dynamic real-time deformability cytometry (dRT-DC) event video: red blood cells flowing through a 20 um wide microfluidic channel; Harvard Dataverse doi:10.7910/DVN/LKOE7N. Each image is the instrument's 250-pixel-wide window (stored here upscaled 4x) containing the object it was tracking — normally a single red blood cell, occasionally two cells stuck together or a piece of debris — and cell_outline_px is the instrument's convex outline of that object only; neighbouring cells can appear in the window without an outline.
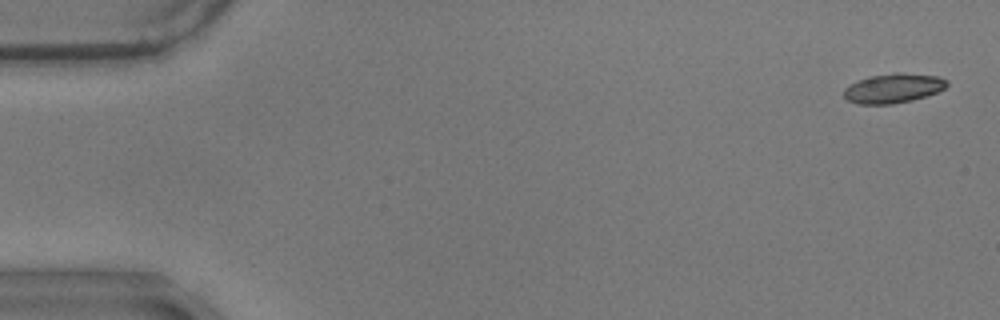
{"species": "common noctule bat (a hibernating species)", "species_latin": "Nyctalus noctula", "temperature_condition": "warm", "stored_images_in_passage": 18, "camera_frame_rate_fps": 3000, "um_per_image_px": 0.085, "animal": {"sex": "male", "body_mass_g": 17.9}, "frame": {"image": 1, "passage_image": 2, "time_ms": 0.333, "image_size_px": [1000, 320], "cell_outline_px": [[948, 84], [944, 88], [936, 92], [912, 100], [892, 104], [856, 104], [848, 100], [844, 96], [844, 88], [848, 84], [856, 80], [872, 76], [892, 72], [900, 72], [940, 76], [948, 80]], "centroid_in_image_um": [75.91, 7.48], "position_along_channel_um": 9.1, "area_um2": 17.86}}
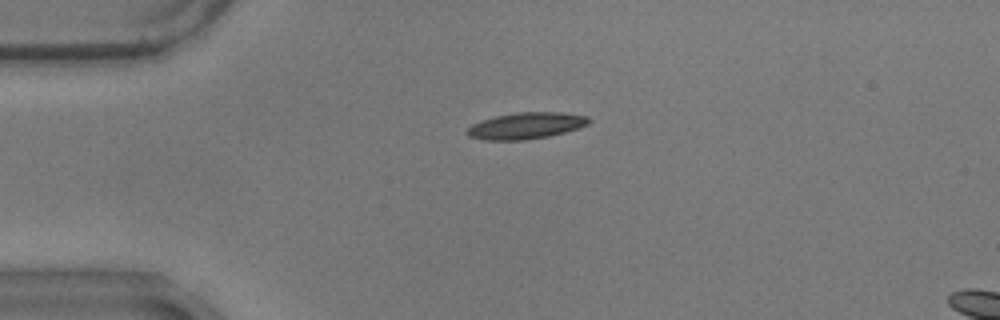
{"frame": {"image": 2, "passage_image": 14, "time_ms": 4.333, "image_size_px": [1000, 320], "cell_outline_px": [[592, 120], [588, 124], [580, 128], [548, 136], [524, 140], [484, 140], [468, 136], [464, 132], [472, 124], [480, 120], [496, 116], [520, 112], [560, 112], [588, 116]], "centroid_in_image_um": [44.71, 10.68], "position_along_channel_um": 40.3, "area_um2": 18.84}}